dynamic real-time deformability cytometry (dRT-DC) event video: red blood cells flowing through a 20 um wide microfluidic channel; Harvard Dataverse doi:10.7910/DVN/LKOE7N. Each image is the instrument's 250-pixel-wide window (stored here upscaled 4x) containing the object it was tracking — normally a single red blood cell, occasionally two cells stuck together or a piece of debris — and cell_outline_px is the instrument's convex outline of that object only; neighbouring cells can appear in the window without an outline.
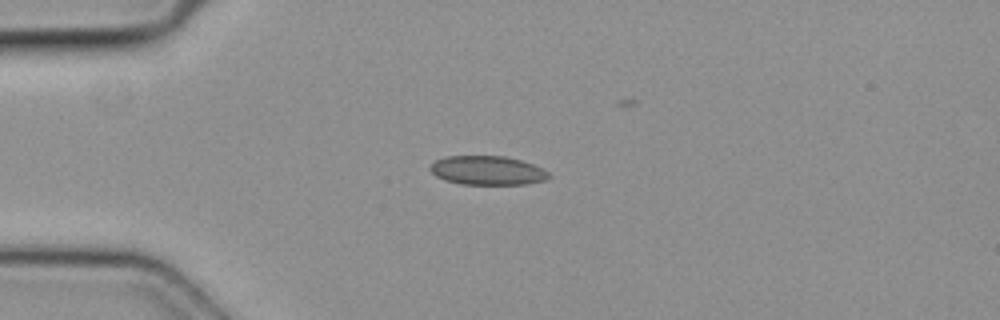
{"species": "common noctule bat (a hibernating species)", "species_latin": "Nyctalus noctula", "temperature_condition": "cold", "stored_images_in_passage": 6, "camera_frame_rate_fps": 3000, "um_per_image_px": 0.085, "animal": {"sex": "female", "body_mass_g": 19.3, "forearm_length_mm": 54.1}, "frame": {"image": 1, "passage_image": 4, "time_ms": 1.0, "image_size_px": [1000, 320], "cell_outline_px": [[552, 176], [548, 180], [524, 184], [460, 184], [444, 180], [436, 176], [428, 168], [436, 160], [444, 156], [504, 156], [520, 160], [544, 168]], "centroid_in_image_um": [41.45, 14.49], "position_along_channel_um": 43.6, "area_um2": 20.17}}
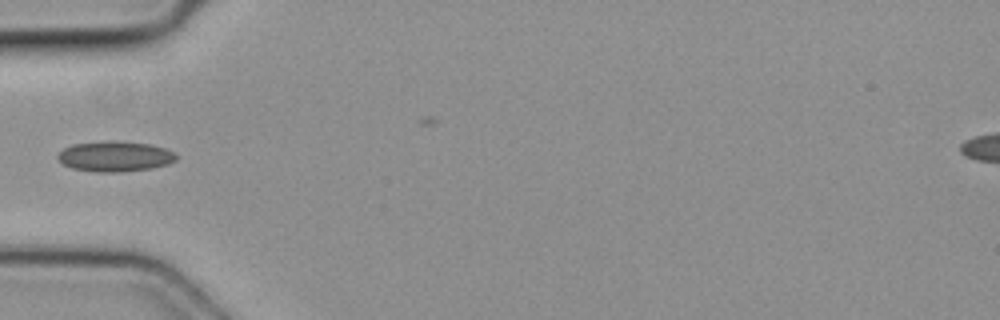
{"frame": {"image": 2, "passage_image": 5, "time_ms": 1.333, "image_size_px": [1000, 320], "cell_outline_px": [[176, 160], [168, 164], [152, 168], [120, 172], [96, 172], [72, 168], [64, 164], [56, 156], [64, 148], [72, 144], [148, 144], [164, 148], [172, 152], [176, 156]], "centroid_in_image_um": [9.77, 13.36], "position_along_channel_um": 75.2, "area_um2": 19.71}}
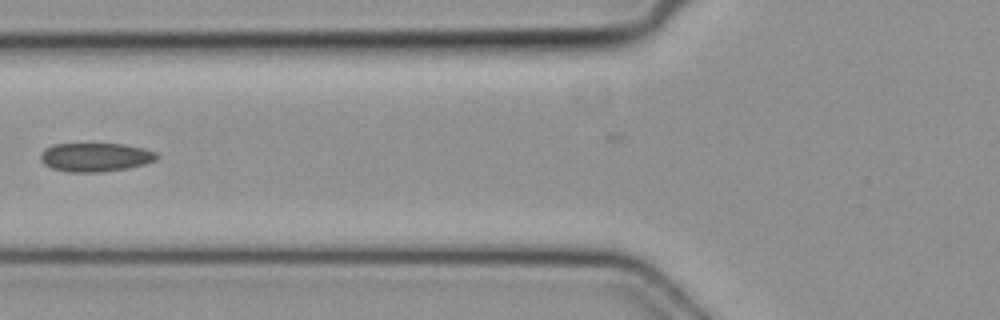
{"frame": {"image": 3, "passage_image": 6, "time_ms": 1.667, "image_size_px": [1000, 320], "cell_outline_px": [[160, 156], [156, 160], [144, 164], [128, 168], [100, 172], [68, 172], [52, 168], [44, 164], [40, 160], [40, 152], [44, 148], [52, 144], [120, 144], [144, 148], [156, 152]], "centroid_in_image_um": [8.09, 13.36], "position_along_channel_um": 117.7, "area_um2": 19.59}}